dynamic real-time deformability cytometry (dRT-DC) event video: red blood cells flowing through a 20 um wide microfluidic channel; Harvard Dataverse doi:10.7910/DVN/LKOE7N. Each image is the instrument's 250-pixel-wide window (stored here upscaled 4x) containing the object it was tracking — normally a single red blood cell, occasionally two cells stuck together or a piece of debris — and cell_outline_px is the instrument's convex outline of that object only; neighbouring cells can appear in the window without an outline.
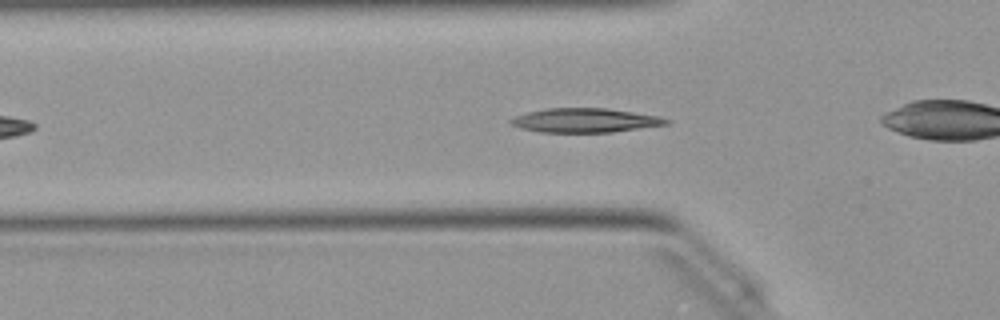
{"species": "Egyptian fruit bat (a non-hibernating species)", "species_latin": "Rousettus aegyptiacus", "temperature_condition": "warm", "stored_images_in_passage": 44, "camera_frame_rate_fps": 3000, "um_per_image_px": 0.085, "animal": {"sex": "female"}, "frame": {"image": 1, "passage_image": 9, "time_ms": 2.667, "image_size_px": [1000, 320], "cell_outline_px": [[672, 120], [668, 124], [612, 132], [540, 132], [520, 128], [508, 124], [508, 120], [516, 116], [528, 112], [544, 108], [604, 108], [660, 116]], "centroid_in_image_um": [49.7, 10.23], "position_along_channel_um": 76.1, "area_um2": 21.91}}
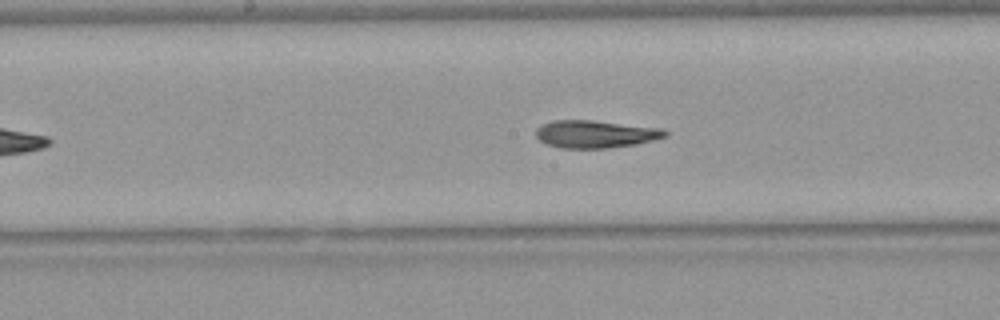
{"frame": {"image": 2, "passage_image": 18, "time_ms": 5.667, "image_size_px": [1000, 320], "cell_outline_px": [[668, 136], [636, 144], [608, 148], [560, 148], [548, 144], [540, 140], [536, 136], [536, 128], [552, 120], [592, 120], [660, 128], [668, 132]], "centroid_in_image_um": [50.6, 11.39], "position_along_channel_um": 197.6, "area_um2": 20.63}}
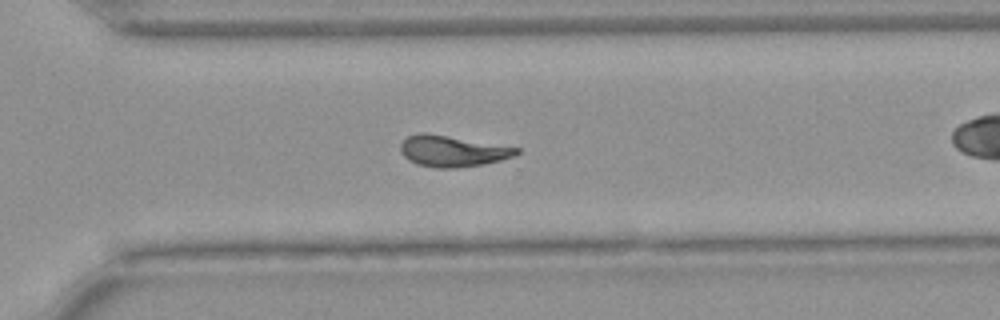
{"frame": {"image": 3, "passage_image": 28, "time_ms": 9.0, "image_size_px": [1000, 320], "cell_outline_px": [[520, 152], [516, 156], [500, 160], [480, 164], [456, 168], [436, 168], [416, 164], [408, 160], [400, 152], [400, 144], [408, 136], [420, 132], [424, 132], [520, 148]], "centroid_in_image_um": [38.43, 12.84], "position_along_channel_um": 332.2, "area_um2": 20.92}, "authors_computed_cell_mechanics": {"area_um2": 20.7213, "velocity_mm_per_s": 4.041, "shape_relaxation_time_tau1_ms": null, "shape_relaxation_time_tau2_ms": 3.7172, "deformation_change_tau1": null, "deformation_change_tau2": 0.1112}}